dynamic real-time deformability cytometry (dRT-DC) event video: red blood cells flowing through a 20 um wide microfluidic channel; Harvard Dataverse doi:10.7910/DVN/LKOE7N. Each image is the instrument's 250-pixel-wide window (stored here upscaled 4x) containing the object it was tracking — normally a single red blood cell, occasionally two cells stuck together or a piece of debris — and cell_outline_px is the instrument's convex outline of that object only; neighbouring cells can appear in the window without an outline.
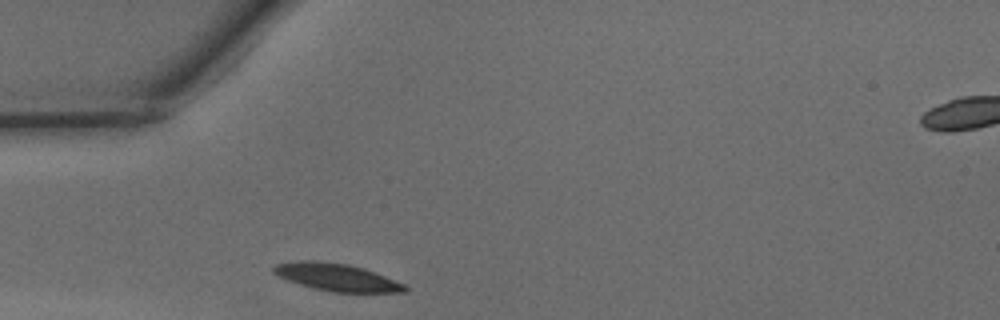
{"species": "common noctule bat (a hibernating species)", "species_latin": "Nyctalus noctula", "temperature_condition": "warm", "stored_images_in_passage": 10, "camera_frame_rate_fps": 3000, "um_per_image_px": 0.085, "animal": {"sex": "male", "body_mass_g": 15.6}, "frame": {"image": 1, "passage_image": 1, "time_ms": 0.0, "image_size_px": [1000, 320], "cell_outline_px": [[408, 292], [332, 292], [312, 288], [288, 280], [272, 272], [272, 268], [276, 264], [300, 260], [316, 260], [348, 264], [364, 268], [404, 284], [408, 288]], "centroid_in_image_um": [28.61, 23.56], "position_along_channel_um": 56.4, "area_um2": 20.87}}
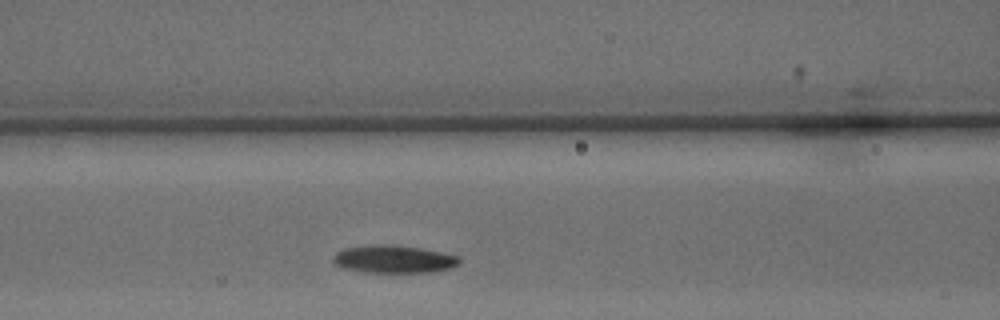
{"frame": {"image": 2, "passage_image": 7, "time_ms": 2.0, "image_size_px": [1000, 320], "cell_outline_px": [[460, 260], [456, 264], [448, 268], [432, 272], [364, 272], [344, 268], [336, 264], [332, 260], [332, 256], [336, 252], [344, 248], [376, 244], [388, 244], [420, 248], [440, 252], [456, 256]], "centroid_in_image_um": [33.39, 22.02], "position_along_channel_um": 133.2, "area_um2": 20.11}}
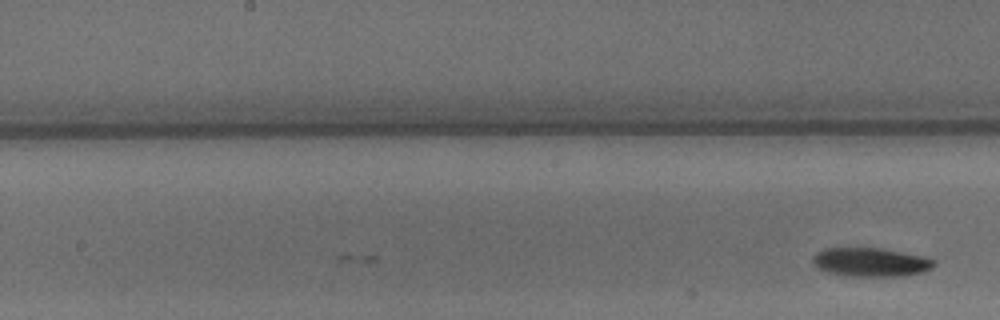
{"frame": {"image": 3, "passage_image": 10, "time_ms": 3.0, "image_size_px": [1000, 320], "cell_outline_px": [[936, 264], [932, 268], [924, 272], [900, 276], [852, 276], [828, 272], [820, 268], [812, 260], [812, 256], [816, 252], [824, 248], [880, 248], [920, 256], [936, 260]], "centroid_in_image_um": [74.02, 22.28], "position_along_channel_um": 174.2, "area_um2": 20.11}}